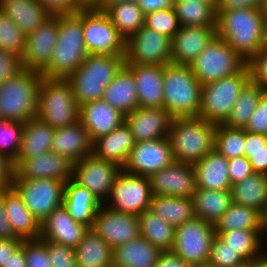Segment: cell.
I'll use <instances>...</instances> for the list:
<instances>
[{
  "mask_svg": "<svg viewBox=\"0 0 267 267\" xmlns=\"http://www.w3.org/2000/svg\"><path fill=\"white\" fill-rule=\"evenodd\" d=\"M250 80L247 65L238 73L202 85L198 117L214 124H223L229 117L240 91Z\"/></svg>",
  "mask_w": 267,
  "mask_h": 267,
  "instance_id": "8",
  "label": "cell"
},
{
  "mask_svg": "<svg viewBox=\"0 0 267 267\" xmlns=\"http://www.w3.org/2000/svg\"><path fill=\"white\" fill-rule=\"evenodd\" d=\"M46 248L52 267H78L73 248L50 240H46Z\"/></svg>",
  "mask_w": 267,
  "mask_h": 267,
  "instance_id": "52",
  "label": "cell"
},
{
  "mask_svg": "<svg viewBox=\"0 0 267 267\" xmlns=\"http://www.w3.org/2000/svg\"><path fill=\"white\" fill-rule=\"evenodd\" d=\"M163 89V108L174 118L198 117L202 84L189 65H164Z\"/></svg>",
  "mask_w": 267,
  "mask_h": 267,
  "instance_id": "4",
  "label": "cell"
},
{
  "mask_svg": "<svg viewBox=\"0 0 267 267\" xmlns=\"http://www.w3.org/2000/svg\"><path fill=\"white\" fill-rule=\"evenodd\" d=\"M174 162L170 141L165 137L136 142L122 170L133 175L148 177Z\"/></svg>",
  "mask_w": 267,
  "mask_h": 267,
  "instance_id": "16",
  "label": "cell"
},
{
  "mask_svg": "<svg viewBox=\"0 0 267 267\" xmlns=\"http://www.w3.org/2000/svg\"><path fill=\"white\" fill-rule=\"evenodd\" d=\"M250 80L267 91V50H260L247 61Z\"/></svg>",
  "mask_w": 267,
  "mask_h": 267,
  "instance_id": "53",
  "label": "cell"
},
{
  "mask_svg": "<svg viewBox=\"0 0 267 267\" xmlns=\"http://www.w3.org/2000/svg\"><path fill=\"white\" fill-rule=\"evenodd\" d=\"M58 39V14L26 35L25 51L21 58L23 69L41 72L50 62Z\"/></svg>",
  "mask_w": 267,
  "mask_h": 267,
  "instance_id": "20",
  "label": "cell"
},
{
  "mask_svg": "<svg viewBox=\"0 0 267 267\" xmlns=\"http://www.w3.org/2000/svg\"><path fill=\"white\" fill-rule=\"evenodd\" d=\"M23 250L27 260V267H52L46 248V240L41 238L23 240Z\"/></svg>",
  "mask_w": 267,
  "mask_h": 267,
  "instance_id": "51",
  "label": "cell"
},
{
  "mask_svg": "<svg viewBox=\"0 0 267 267\" xmlns=\"http://www.w3.org/2000/svg\"><path fill=\"white\" fill-rule=\"evenodd\" d=\"M89 55L83 39V10L58 14V39L43 78L67 79Z\"/></svg>",
  "mask_w": 267,
  "mask_h": 267,
  "instance_id": "1",
  "label": "cell"
},
{
  "mask_svg": "<svg viewBox=\"0 0 267 267\" xmlns=\"http://www.w3.org/2000/svg\"><path fill=\"white\" fill-rule=\"evenodd\" d=\"M3 267H27V260L23 250V241L21 246L10 256L6 265Z\"/></svg>",
  "mask_w": 267,
  "mask_h": 267,
  "instance_id": "64",
  "label": "cell"
},
{
  "mask_svg": "<svg viewBox=\"0 0 267 267\" xmlns=\"http://www.w3.org/2000/svg\"><path fill=\"white\" fill-rule=\"evenodd\" d=\"M140 235L162 251H171L175 228L147 209L138 216Z\"/></svg>",
  "mask_w": 267,
  "mask_h": 267,
  "instance_id": "41",
  "label": "cell"
},
{
  "mask_svg": "<svg viewBox=\"0 0 267 267\" xmlns=\"http://www.w3.org/2000/svg\"><path fill=\"white\" fill-rule=\"evenodd\" d=\"M155 267H195V265L184 263V261L172 251H163Z\"/></svg>",
  "mask_w": 267,
  "mask_h": 267,
  "instance_id": "62",
  "label": "cell"
},
{
  "mask_svg": "<svg viewBox=\"0 0 267 267\" xmlns=\"http://www.w3.org/2000/svg\"><path fill=\"white\" fill-rule=\"evenodd\" d=\"M252 267H267V252H263L260 256L252 260Z\"/></svg>",
  "mask_w": 267,
  "mask_h": 267,
  "instance_id": "65",
  "label": "cell"
},
{
  "mask_svg": "<svg viewBox=\"0 0 267 267\" xmlns=\"http://www.w3.org/2000/svg\"><path fill=\"white\" fill-rule=\"evenodd\" d=\"M246 131L217 124L214 136V150L227 159L244 156Z\"/></svg>",
  "mask_w": 267,
  "mask_h": 267,
  "instance_id": "45",
  "label": "cell"
},
{
  "mask_svg": "<svg viewBox=\"0 0 267 267\" xmlns=\"http://www.w3.org/2000/svg\"><path fill=\"white\" fill-rule=\"evenodd\" d=\"M247 65L223 39L215 37L211 43L189 64L194 76L202 85L232 76Z\"/></svg>",
  "mask_w": 267,
  "mask_h": 267,
  "instance_id": "9",
  "label": "cell"
},
{
  "mask_svg": "<svg viewBox=\"0 0 267 267\" xmlns=\"http://www.w3.org/2000/svg\"><path fill=\"white\" fill-rule=\"evenodd\" d=\"M233 267H252V260L251 261H245L239 265L233 266Z\"/></svg>",
  "mask_w": 267,
  "mask_h": 267,
  "instance_id": "71",
  "label": "cell"
},
{
  "mask_svg": "<svg viewBox=\"0 0 267 267\" xmlns=\"http://www.w3.org/2000/svg\"><path fill=\"white\" fill-rule=\"evenodd\" d=\"M18 238L11 227L4 205V188L0 189V239H15Z\"/></svg>",
  "mask_w": 267,
  "mask_h": 267,
  "instance_id": "59",
  "label": "cell"
},
{
  "mask_svg": "<svg viewBox=\"0 0 267 267\" xmlns=\"http://www.w3.org/2000/svg\"><path fill=\"white\" fill-rule=\"evenodd\" d=\"M101 10L125 41L144 26L145 14L135 1L106 4Z\"/></svg>",
  "mask_w": 267,
  "mask_h": 267,
  "instance_id": "40",
  "label": "cell"
},
{
  "mask_svg": "<svg viewBox=\"0 0 267 267\" xmlns=\"http://www.w3.org/2000/svg\"><path fill=\"white\" fill-rule=\"evenodd\" d=\"M261 12L267 18V0H263Z\"/></svg>",
  "mask_w": 267,
  "mask_h": 267,
  "instance_id": "69",
  "label": "cell"
},
{
  "mask_svg": "<svg viewBox=\"0 0 267 267\" xmlns=\"http://www.w3.org/2000/svg\"><path fill=\"white\" fill-rule=\"evenodd\" d=\"M110 0H90V9H102Z\"/></svg>",
  "mask_w": 267,
  "mask_h": 267,
  "instance_id": "67",
  "label": "cell"
},
{
  "mask_svg": "<svg viewBox=\"0 0 267 267\" xmlns=\"http://www.w3.org/2000/svg\"><path fill=\"white\" fill-rule=\"evenodd\" d=\"M42 79L39 71L23 69L1 83L0 118L23 123L35 118Z\"/></svg>",
  "mask_w": 267,
  "mask_h": 267,
  "instance_id": "5",
  "label": "cell"
},
{
  "mask_svg": "<svg viewBox=\"0 0 267 267\" xmlns=\"http://www.w3.org/2000/svg\"><path fill=\"white\" fill-rule=\"evenodd\" d=\"M264 92L259 84L249 80L240 91L228 119L223 124L231 128H245Z\"/></svg>",
  "mask_w": 267,
  "mask_h": 267,
  "instance_id": "43",
  "label": "cell"
},
{
  "mask_svg": "<svg viewBox=\"0 0 267 267\" xmlns=\"http://www.w3.org/2000/svg\"><path fill=\"white\" fill-rule=\"evenodd\" d=\"M232 203L248 206L261 214L267 206V175L253 173L231 186Z\"/></svg>",
  "mask_w": 267,
  "mask_h": 267,
  "instance_id": "37",
  "label": "cell"
},
{
  "mask_svg": "<svg viewBox=\"0 0 267 267\" xmlns=\"http://www.w3.org/2000/svg\"><path fill=\"white\" fill-rule=\"evenodd\" d=\"M173 8L180 26L216 27L217 2L174 0Z\"/></svg>",
  "mask_w": 267,
  "mask_h": 267,
  "instance_id": "39",
  "label": "cell"
},
{
  "mask_svg": "<svg viewBox=\"0 0 267 267\" xmlns=\"http://www.w3.org/2000/svg\"><path fill=\"white\" fill-rule=\"evenodd\" d=\"M174 117L164 108L138 107L125 115L136 142L152 141L168 137Z\"/></svg>",
  "mask_w": 267,
  "mask_h": 267,
  "instance_id": "21",
  "label": "cell"
},
{
  "mask_svg": "<svg viewBox=\"0 0 267 267\" xmlns=\"http://www.w3.org/2000/svg\"><path fill=\"white\" fill-rule=\"evenodd\" d=\"M26 35L16 23L0 10V49L22 58Z\"/></svg>",
  "mask_w": 267,
  "mask_h": 267,
  "instance_id": "47",
  "label": "cell"
},
{
  "mask_svg": "<svg viewBox=\"0 0 267 267\" xmlns=\"http://www.w3.org/2000/svg\"><path fill=\"white\" fill-rule=\"evenodd\" d=\"M216 124L199 117L174 118L168 133L175 161L194 164L214 149Z\"/></svg>",
  "mask_w": 267,
  "mask_h": 267,
  "instance_id": "6",
  "label": "cell"
},
{
  "mask_svg": "<svg viewBox=\"0 0 267 267\" xmlns=\"http://www.w3.org/2000/svg\"><path fill=\"white\" fill-rule=\"evenodd\" d=\"M12 178L57 179L66 183L73 179L74 162L54 152H46L12 162Z\"/></svg>",
  "mask_w": 267,
  "mask_h": 267,
  "instance_id": "17",
  "label": "cell"
},
{
  "mask_svg": "<svg viewBox=\"0 0 267 267\" xmlns=\"http://www.w3.org/2000/svg\"><path fill=\"white\" fill-rule=\"evenodd\" d=\"M64 185L57 179L47 178H12L11 181V186L40 224L54 209L63 205Z\"/></svg>",
  "mask_w": 267,
  "mask_h": 267,
  "instance_id": "11",
  "label": "cell"
},
{
  "mask_svg": "<svg viewBox=\"0 0 267 267\" xmlns=\"http://www.w3.org/2000/svg\"><path fill=\"white\" fill-rule=\"evenodd\" d=\"M136 81L138 107L163 108V70L164 65L125 64Z\"/></svg>",
  "mask_w": 267,
  "mask_h": 267,
  "instance_id": "24",
  "label": "cell"
},
{
  "mask_svg": "<svg viewBox=\"0 0 267 267\" xmlns=\"http://www.w3.org/2000/svg\"><path fill=\"white\" fill-rule=\"evenodd\" d=\"M22 239H0V267L6 265L10 256L21 246Z\"/></svg>",
  "mask_w": 267,
  "mask_h": 267,
  "instance_id": "60",
  "label": "cell"
},
{
  "mask_svg": "<svg viewBox=\"0 0 267 267\" xmlns=\"http://www.w3.org/2000/svg\"><path fill=\"white\" fill-rule=\"evenodd\" d=\"M162 252L140 235L113 249L112 267H155Z\"/></svg>",
  "mask_w": 267,
  "mask_h": 267,
  "instance_id": "30",
  "label": "cell"
},
{
  "mask_svg": "<svg viewBox=\"0 0 267 267\" xmlns=\"http://www.w3.org/2000/svg\"><path fill=\"white\" fill-rule=\"evenodd\" d=\"M219 237L245 260L251 261L260 256L264 250L261 230H242L223 232Z\"/></svg>",
  "mask_w": 267,
  "mask_h": 267,
  "instance_id": "44",
  "label": "cell"
},
{
  "mask_svg": "<svg viewBox=\"0 0 267 267\" xmlns=\"http://www.w3.org/2000/svg\"><path fill=\"white\" fill-rule=\"evenodd\" d=\"M83 39L89 54L125 55V40L101 9L83 10Z\"/></svg>",
  "mask_w": 267,
  "mask_h": 267,
  "instance_id": "13",
  "label": "cell"
},
{
  "mask_svg": "<svg viewBox=\"0 0 267 267\" xmlns=\"http://www.w3.org/2000/svg\"><path fill=\"white\" fill-rule=\"evenodd\" d=\"M112 249L140 236L137 215L114 211L103 203L97 210L92 227L90 228Z\"/></svg>",
  "mask_w": 267,
  "mask_h": 267,
  "instance_id": "18",
  "label": "cell"
},
{
  "mask_svg": "<svg viewBox=\"0 0 267 267\" xmlns=\"http://www.w3.org/2000/svg\"><path fill=\"white\" fill-rule=\"evenodd\" d=\"M263 0H217V11H231L235 9H259Z\"/></svg>",
  "mask_w": 267,
  "mask_h": 267,
  "instance_id": "58",
  "label": "cell"
},
{
  "mask_svg": "<svg viewBox=\"0 0 267 267\" xmlns=\"http://www.w3.org/2000/svg\"><path fill=\"white\" fill-rule=\"evenodd\" d=\"M22 70L19 56L0 49V84L15 77Z\"/></svg>",
  "mask_w": 267,
  "mask_h": 267,
  "instance_id": "55",
  "label": "cell"
},
{
  "mask_svg": "<svg viewBox=\"0 0 267 267\" xmlns=\"http://www.w3.org/2000/svg\"><path fill=\"white\" fill-rule=\"evenodd\" d=\"M51 152L65 156L75 163L93 154V141L79 120L72 125L55 129Z\"/></svg>",
  "mask_w": 267,
  "mask_h": 267,
  "instance_id": "26",
  "label": "cell"
},
{
  "mask_svg": "<svg viewBox=\"0 0 267 267\" xmlns=\"http://www.w3.org/2000/svg\"><path fill=\"white\" fill-rule=\"evenodd\" d=\"M153 194L148 177L127 173L123 170L117 175L106 207L126 214L139 216L150 209Z\"/></svg>",
  "mask_w": 267,
  "mask_h": 267,
  "instance_id": "12",
  "label": "cell"
},
{
  "mask_svg": "<svg viewBox=\"0 0 267 267\" xmlns=\"http://www.w3.org/2000/svg\"><path fill=\"white\" fill-rule=\"evenodd\" d=\"M135 143L129 126L123 122L112 132L93 142V154L123 167Z\"/></svg>",
  "mask_w": 267,
  "mask_h": 267,
  "instance_id": "29",
  "label": "cell"
},
{
  "mask_svg": "<svg viewBox=\"0 0 267 267\" xmlns=\"http://www.w3.org/2000/svg\"><path fill=\"white\" fill-rule=\"evenodd\" d=\"M195 267H212V266H210L208 264H204V265H199V266H195Z\"/></svg>",
  "mask_w": 267,
  "mask_h": 267,
  "instance_id": "74",
  "label": "cell"
},
{
  "mask_svg": "<svg viewBox=\"0 0 267 267\" xmlns=\"http://www.w3.org/2000/svg\"><path fill=\"white\" fill-rule=\"evenodd\" d=\"M262 235H267V206L261 214V237H263Z\"/></svg>",
  "mask_w": 267,
  "mask_h": 267,
  "instance_id": "66",
  "label": "cell"
},
{
  "mask_svg": "<svg viewBox=\"0 0 267 267\" xmlns=\"http://www.w3.org/2000/svg\"><path fill=\"white\" fill-rule=\"evenodd\" d=\"M144 14L173 7L174 0H135Z\"/></svg>",
  "mask_w": 267,
  "mask_h": 267,
  "instance_id": "61",
  "label": "cell"
},
{
  "mask_svg": "<svg viewBox=\"0 0 267 267\" xmlns=\"http://www.w3.org/2000/svg\"><path fill=\"white\" fill-rule=\"evenodd\" d=\"M197 1H201V2H217V0H197Z\"/></svg>",
  "mask_w": 267,
  "mask_h": 267,
  "instance_id": "73",
  "label": "cell"
},
{
  "mask_svg": "<svg viewBox=\"0 0 267 267\" xmlns=\"http://www.w3.org/2000/svg\"><path fill=\"white\" fill-rule=\"evenodd\" d=\"M245 260L228 246L218 235L215 236L210 250L208 265L212 267H233Z\"/></svg>",
  "mask_w": 267,
  "mask_h": 267,
  "instance_id": "50",
  "label": "cell"
},
{
  "mask_svg": "<svg viewBox=\"0 0 267 267\" xmlns=\"http://www.w3.org/2000/svg\"><path fill=\"white\" fill-rule=\"evenodd\" d=\"M229 178L235 184L254 173L252 166L245 156L228 159Z\"/></svg>",
  "mask_w": 267,
  "mask_h": 267,
  "instance_id": "56",
  "label": "cell"
},
{
  "mask_svg": "<svg viewBox=\"0 0 267 267\" xmlns=\"http://www.w3.org/2000/svg\"><path fill=\"white\" fill-rule=\"evenodd\" d=\"M79 115L93 142L125 122V115L103 99L81 105Z\"/></svg>",
  "mask_w": 267,
  "mask_h": 267,
  "instance_id": "25",
  "label": "cell"
},
{
  "mask_svg": "<svg viewBox=\"0 0 267 267\" xmlns=\"http://www.w3.org/2000/svg\"><path fill=\"white\" fill-rule=\"evenodd\" d=\"M122 167L116 163L88 155L74 163L73 180L88 189L103 204Z\"/></svg>",
  "mask_w": 267,
  "mask_h": 267,
  "instance_id": "15",
  "label": "cell"
},
{
  "mask_svg": "<svg viewBox=\"0 0 267 267\" xmlns=\"http://www.w3.org/2000/svg\"><path fill=\"white\" fill-rule=\"evenodd\" d=\"M88 230V226L75 221L61 205L41 222L40 238L74 249Z\"/></svg>",
  "mask_w": 267,
  "mask_h": 267,
  "instance_id": "23",
  "label": "cell"
},
{
  "mask_svg": "<svg viewBox=\"0 0 267 267\" xmlns=\"http://www.w3.org/2000/svg\"><path fill=\"white\" fill-rule=\"evenodd\" d=\"M244 129L252 133L267 134V91L263 93L257 108Z\"/></svg>",
  "mask_w": 267,
  "mask_h": 267,
  "instance_id": "54",
  "label": "cell"
},
{
  "mask_svg": "<svg viewBox=\"0 0 267 267\" xmlns=\"http://www.w3.org/2000/svg\"><path fill=\"white\" fill-rule=\"evenodd\" d=\"M0 10L28 35L54 14L38 0H0Z\"/></svg>",
  "mask_w": 267,
  "mask_h": 267,
  "instance_id": "28",
  "label": "cell"
},
{
  "mask_svg": "<svg viewBox=\"0 0 267 267\" xmlns=\"http://www.w3.org/2000/svg\"><path fill=\"white\" fill-rule=\"evenodd\" d=\"M85 4V9H90V0H81Z\"/></svg>",
  "mask_w": 267,
  "mask_h": 267,
  "instance_id": "72",
  "label": "cell"
},
{
  "mask_svg": "<svg viewBox=\"0 0 267 267\" xmlns=\"http://www.w3.org/2000/svg\"><path fill=\"white\" fill-rule=\"evenodd\" d=\"M215 234L242 230H261V213L254 208L232 203L214 224Z\"/></svg>",
  "mask_w": 267,
  "mask_h": 267,
  "instance_id": "42",
  "label": "cell"
},
{
  "mask_svg": "<svg viewBox=\"0 0 267 267\" xmlns=\"http://www.w3.org/2000/svg\"><path fill=\"white\" fill-rule=\"evenodd\" d=\"M74 250L78 267H112L113 249L90 228Z\"/></svg>",
  "mask_w": 267,
  "mask_h": 267,
  "instance_id": "35",
  "label": "cell"
},
{
  "mask_svg": "<svg viewBox=\"0 0 267 267\" xmlns=\"http://www.w3.org/2000/svg\"><path fill=\"white\" fill-rule=\"evenodd\" d=\"M244 156L250 162L254 173L267 175L266 135L246 131Z\"/></svg>",
  "mask_w": 267,
  "mask_h": 267,
  "instance_id": "48",
  "label": "cell"
},
{
  "mask_svg": "<svg viewBox=\"0 0 267 267\" xmlns=\"http://www.w3.org/2000/svg\"><path fill=\"white\" fill-rule=\"evenodd\" d=\"M6 216L14 234L22 240L40 238V223L23 203L22 197L12 187L4 188Z\"/></svg>",
  "mask_w": 267,
  "mask_h": 267,
  "instance_id": "27",
  "label": "cell"
},
{
  "mask_svg": "<svg viewBox=\"0 0 267 267\" xmlns=\"http://www.w3.org/2000/svg\"><path fill=\"white\" fill-rule=\"evenodd\" d=\"M197 188L210 190H230L228 159L214 149L193 164Z\"/></svg>",
  "mask_w": 267,
  "mask_h": 267,
  "instance_id": "31",
  "label": "cell"
},
{
  "mask_svg": "<svg viewBox=\"0 0 267 267\" xmlns=\"http://www.w3.org/2000/svg\"><path fill=\"white\" fill-rule=\"evenodd\" d=\"M215 236L214 225L195 216L175 228L171 251L186 264H207Z\"/></svg>",
  "mask_w": 267,
  "mask_h": 267,
  "instance_id": "10",
  "label": "cell"
},
{
  "mask_svg": "<svg viewBox=\"0 0 267 267\" xmlns=\"http://www.w3.org/2000/svg\"><path fill=\"white\" fill-rule=\"evenodd\" d=\"M80 107L67 79L43 78L36 117L54 129L79 121Z\"/></svg>",
  "mask_w": 267,
  "mask_h": 267,
  "instance_id": "7",
  "label": "cell"
},
{
  "mask_svg": "<svg viewBox=\"0 0 267 267\" xmlns=\"http://www.w3.org/2000/svg\"><path fill=\"white\" fill-rule=\"evenodd\" d=\"M148 180L153 195L192 197L197 189L193 164L177 161L149 175Z\"/></svg>",
  "mask_w": 267,
  "mask_h": 267,
  "instance_id": "19",
  "label": "cell"
},
{
  "mask_svg": "<svg viewBox=\"0 0 267 267\" xmlns=\"http://www.w3.org/2000/svg\"><path fill=\"white\" fill-rule=\"evenodd\" d=\"M53 14L75 13L85 9V4L81 0H38Z\"/></svg>",
  "mask_w": 267,
  "mask_h": 267,
  "instance_id": "57",
  "label": "cell"
},
{
  "mask_svg": "<svg viewBox=\"0 0 267 267\" xmlns=\"http://www.w3.org/2000/svg\"><path fill=\"white\" fill-rule=\"evenodd\" d=\"M125 64L171 63V39L145 26L125 41Z\"/></svg>",
  "mask_w": 267,
  "mask_h": 267,
  "instance_id": "14",
  "label": "cell"
},
{
  "mask_svg": "<svg viewBox=\"0 0 267 267\" xmlns=\"http://www.w3.org/2000/svg\"><path fill=\"white\" fill-rule=\"evenodd\" d=\"M144 26L170 39L181 27L173 7L145 14Z\"/></svg>",
  "mask_w": 267,
  "mask_h": 267,
  "instance_id": "49",
  "label": "cell"
},
{
  "mask_svg": "<svg viewBox=\"0 0 267 267\" xmlns=\"http://www.w3.org/2000/svg\"><path fill=\"white\" fill-rule=\"evenodd\" d=\"M125 55L89 54L67 80L79 107L102 99L106 87L125 65Z\"/></svg>",
  "mask_w": 267,
  "mask_h": 267,
  "instance_id": "3",
  "label": "cell"
},
{
  "mask_svg": "<svg viewBox=\"0 0 267 267\" xmlns=\"http://www.w3.org/2000/svg\"><path fill=\"white\" fill-rule=\"evenodd\" d=\"M262 49L267 50V18L264 22Z\"/></svg>",
  "mask_w": 267,
  "mask_h": 267,
  "instance_id": "68",
  "label": "cell"
},
{
  "mask_svg": "<svg viewBox=\"0 0 267 267\" xmlns=\"http://www.w3.org/2000/svg\"><path fill=\"white\" fill-rule=\"evenodd\" d=\"M55 129L37 117L25 122L21 146L16 159H26L51 151Z\"/></svg>",
  "mask_w": 267,
  "mask_h": 267,
  "instance_id": "34",
  "label": "cell"
},
{
  "mask_svg": "<svg viewBox=\"0 0 267 267\" xmlns=\"http://www.w3.org/2000/svg\"><path fill=\"white\" fill-rule=\"evenodd\" d=\"M135 0H110L107 4H121L125 2H131Z\"/></svg>",
  "mask_w": 267,
  "mask_h": 267,
  "instance_id": "70",
  "label": "cell"
},
{
  "mask_svg": "<svg viewBox=\"0 0 267 267\" xmlns=\"http://www.w3.org/2000/svg\"><path fill=\"white\" fill-rule=\"evenodd\" d=\"M25 123L0 118V154L13 162L19 153Z\"/></svg>",
  "mask_w": 267,
  "mask_h": 267,
  "instance_id": "46",
  "label": "cell"
},
{
  "mask_svg": "<svg viewBox=\"0 0 267 267\" xmlns=\"http://www.w3.org/2000/svg\"><path fill=\"white\" fill-rule=\"evenodd\" d=\"M265 16L259 9L217 11L216 33L245 61L262 50Z\"/></svg>",
  "mask_w": 267,
  "mask_h": 267,
  "instance_id": "2",
  "label": "cell"
},
{
  "mask_svg": "<svg viewBox=\"0 0 267 267\" xmlns=\"http://www.w3.org/2000/svg\"><path fill=\"white\" fill-rule=\"evenodd\" d=\"M196 217L215 224L232 204L230 190L197 188L192 195Z\"/></svg>",
  "mask_w": 267,
  "mask_h": 267,
  "instance_id": "36",
  "label": "cell"
},
{
  "mask_svg": "<svg viewBox=\"0 0 267 267\" xmlns=\"http://www.w3.org/2000/svg\"><path fill=\"white\" fill-rule=\"evenodd\" d=\"M12 176V162L0 154V189L11 186Z\"/></svg>",
  "mask_w": 267,
  "mask_h": 267,
  "instance_id": "63",
  "label": "cell"
},
{
  "mask_svg": "<svg viewBox=\"0 0 267 267\" xmlns=\"http://www.w3.org/2000/svg\"><path fill=\"white\" fill-rule=\"evenodd\" d=\"M102 99L127 115L138 108V94L134 75L124 65L106 87Z\"/></svg>",
  "mask_w": 267,
  "mask_h": 267,
  "instance_id": "33",
  "label": "cell"
},
{
  "mask_svg": "<svg viewBox=\"0 0 267 267\" xmlns=\"http://www.w3.org/2000/svg\"><path fill=\"white\" fill-rule=\"evenodd\" d=\"M216 36V27L181 26L171 38V63L189 65Z\"/></svg>",
  "mask_w": 267,
  "mask_h": 267,
  "instance_id": "22",
  "label": "cell"
},
{
  "mask_svg": "<svg viewBox=\"0 0 267 267\" xmlns=\"http://www.w3.org/2000/svg\"><path fill=\"white\" fill-rule=\"evenodd\" d=\"M63 205L75 221L91 228L102 204L88 189L71 179L64 185Z\"/></svg>",
  "mask_w": 267,
  "mask_h": 267,
  "instance_id": "32",
  "label": "cell"
},
{
  "mask_svg": "<svg viewBox=\"0 0 267 267\" xmlns=\"http://www.w3.org/2000/svg\"><path fill=\"white\" fill-rule=\"evenodd\" d=\"M150 210L174 228L195 217L192 197L153 195Z\"/></svg>",
  "mask_w": 267,
  "mask_h": 267,
  "instance_id": "38",
  "label": "cell"
}]
</instances>
